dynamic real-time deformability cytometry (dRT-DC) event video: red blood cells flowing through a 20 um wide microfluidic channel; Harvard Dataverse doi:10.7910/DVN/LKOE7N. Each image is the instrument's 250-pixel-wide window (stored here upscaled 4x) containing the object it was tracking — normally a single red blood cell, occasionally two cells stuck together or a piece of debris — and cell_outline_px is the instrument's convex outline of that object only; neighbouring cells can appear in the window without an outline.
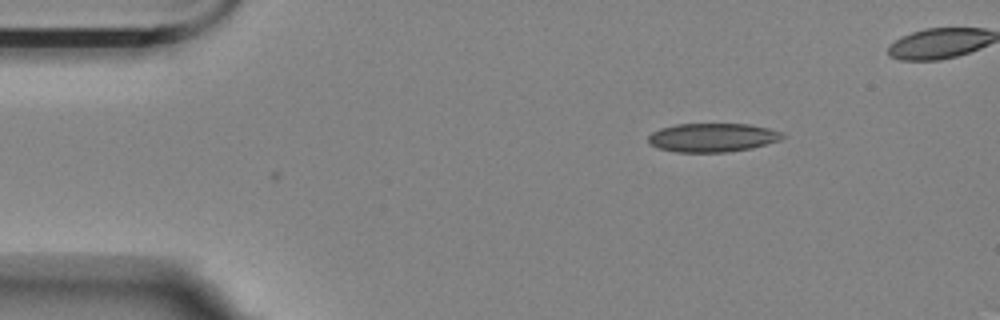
{"species": "Egyptian fruit bat (a non-hibernating species)", "species_latin": "Rousettus aegyptiacus", "temperature_condition": "room temperature", "stored_images_in_passage": 2, "camera_frame_rate_fps": 3000, "um_per_image_px": 0.085, "animal": {"sex": "female"}, "frame": {"image": 1, "passage_image": 1, "time_ms": 0.0, "image_size_px": [1000, 320], "cell_outline_px": [[784, 136], [780, 140], [752, 148], [728, 152], [676, 152], [660, 148], [648, 144], [648, 136], [652, 132], [660, 128], [676, 124], [748, 124], [768, 128], [784, 132]], "centroid_in_image_um": [60.56, 11.69], "position_along_channel_um": 24.4, "area_um2": 22.54}}